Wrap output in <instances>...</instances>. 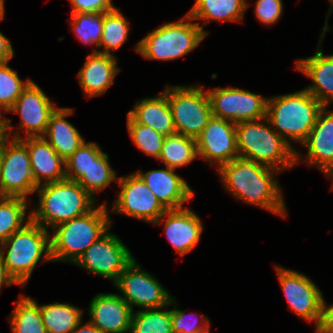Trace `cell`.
Returning a JSON list of instances; mask_svg holds the SVG:
<instances>
[{
  "instance_id": "ac0fdd59",
  "label": "cell",
  "mask_w": 333,
  "mask_h": 333,
  "mask_svg": "<svg viewBox=\"0 0 333 333\" xmlns=\"http://www.w3.org/2000/svg\"><path fill=\"white\" fill-rule=\"evenodd\" d=\"M12 138L20 139L27 146L31 170L37 186L66 179L65 160L43 137L22 138L15 132ZM43 179L46 181H42Z\"/></svg>"
},
{
  "instance_id": "74e56055",
  "label": "cell",
  "mask_w": 333,
  "mask_h": 333,
  "mask_svg": "<svg viewBox=\"0 0 333 333\" xmlns=\"http://www.w3.org/2000/svg\"><path fill=\"white\" fill-rule=\"evenodd\" d=\"M186 311L178 310V308L171 309V324L173 333H209L210 322L207 317L201 315L203 323L198 320L193 321L186 317Z\"/></svg>"
},
{
  "instance_id": "ab89813d",
  "label": "cell",
  "mask_w": 333,
  "mask_h": 333,
  "mask_svg": "<svg viewBox=\"0 0 333 333\" xmlns=\"http://www.w3.org/2000/svg\"><path fill=\"white\" fill-rule=\"evenodd\" d=\"M72 14L76 13H105L116 9L112 0H70Z\"/></svg>"
},
{
  "instance_id": "7dc6e473",
  "label": "cell",
  "mask_w": 333,
  "mask_h": 333,
  "mask_svg": "<svg viewBox=\"0 0 333 333\" xmlns=\"http://www.w3.org/2000/svg\"><path fill=\"white\" fill-rule=\"evenodd\" d=\"M325 174H327L328 176L327 177H329V178H331L332 177V179H333V165L325 172ZM332 183H333V181H332ZM333 186V185H332ZM333 188V187H332Z\"/></svg>"
},
{
  "instance_id": "d6986e66",
  "label": "cell",
  "mask_w": 333,
  "mask_h": 333,
  "mask_svg": "<svg viewBox=\"0 0 333 333\" xmlns=\"http://www.w3.org/2000/svg\"><path fill=\"white\" fill-rule=\"evenodd\" d=\"M165 216L167 218L164 230L168 241L180 255L187 254L198 245L203 224L197 214L191 211L189 207L169 209L153 224H162L161 220Z\"/></svg>"
},
{
  "instance_id": "5bb4252c",
  "label": "cell",
  "mask_w": 333,
  "mask_h": 333,
  "mask_svg": "<svg viewBox=\"0 0 333 333\" xmlns=\"http://www.w3.org/2000/svg\"><path fill=\"white\" fill-rule=\"evenodd\" d=\"M117 182L121 190L112 211L151 223L167 211L136 172L119 177Z\"/></svg>"
},
{
  "instance_id": "c3c4849f",
  "label": "cell",
  "mask_w": 333,
  "mask_h": 333,
  "mask_svg": "<svg viewBox=\"0 0 333 333\" xmlns=\"http://www.w3.org/2000/svg\"><path fill=\"white\" fill-rule=\"evenodd\" d=\"M9 135H12V134L8 133L7 131H0V143L4 137L9 136Z\"/></svg>"
},
{
  "instance_id": "8d00e7d4",
  "label": "cell",
  "mask_w": 333,
  "mask_h": 333,
  "mask_svg": "<svg viewBox=\"0 0 333 333\" xmlns=\"http://www.w3.org/2000/svg\"><path fill=\"white\" fill-rule=\"evenodd\" d=\"M101 152V148L96 143L84 142L65 160L66 179L77 182L88 170L91 160H94Z\"/></svg>"
},
{
  "instance_id": "d6a6232c",
  "label": "cell",
  "mask_w": 333,
  "mask_h": 333,
  "mask_svg": "<svg viewBox=\"0 0 333 333\" xmlns=\"http://www.w3.org/2000/svg\"><path fill=\"white\" fill-rule=\"evenodd\" d=\"M163 308L133 311L129 333H173L171 310L163 311Z\"/></svg>"
},
{
  "instance_id": "52a82bcc",
  "label": "cell",
  "mask_w": 333,
  "mask_h": 333,
  "mask_svg": "<svg viewBox=\"0 0 333 333\" xmlns=\"http://www.w3.org/2000/svg\"><path fill=\"white\" fill-rule=\"evenodd\" d=\"M192 20L186 14L177 22L158 27L137 43L135 51L146 59L165 61L188 54L208 35L199 22L191 23Z\"/></svg>"
},
{
  "instance_id": "681fc988",
  "label": "cell",
  "mask_w": 333,
  "mask_h": 333,
  "mask_svg": "<svg viewBox=\"0 0 333 333\" xmlns=\"http://www.w3.org/2000/svg\"><path fill=\"white\" fill-rule=\"evenodd\" d=\"M330 7L332 8L333 7V0H330Z\"/></svg>"
},
{
  "instance_id": "ba28073f",
  "label": "cell",
  "mask_w": 333,
  "mask_h": 333,
  "mask_svg": "<svg viewBox=\"0 0 333 333\" xmlns=\"http://www.w3.org/2000/svg\"><path fill=\"white\" fill-rule=\"evenodd\" d=\"M199 86H166L176 133L196 139L212 118L207 91Z\"/></svg>"
},
{
  "instance_id": "f6af8a7d",
  "label": "cell",
  "mask_w": 333,
  "mask_h": 333,
  "mask_svg": "<svg viewBox=\"0 0 333 333\" xmlns=\"http://www.w3.org/2000/svg\"><path fill=\"white\" fill-rule=\"evenodd\" d=\"M1 109V108H0ZM2 111V110H0ZM11 128H13L11 126V122L8 119H4V117L2 118V113L0 112V131H8L10 129V133H13Z\"/></svg>"
},
{
  "instance_id": "3957f363",
  "label": "cell",
  "mask_w": 333,
  "mask_h": 333,
  "mask_svg": "<svg viewBox=\"0 0 333 333\" xmlns=\"http://www.w3.org/2000/svg\"><path fill=\"white\" fill-rule=\"evenodd\" d=\"M325 106L306 89L267 99L265 122L290 145L288 139L303 143ZM276 127V128H275Z\"/></svg>"
},
{
  "instance_id": "cb8c5ba5",
  "label": "cell",
  "mask_w": 333,
  "mask_h": 333,
  "mask_svg": "<svg viewBox=\"0 0 333 333\" xmlns=\"http://www.w3.org/2000/svg\"><path fill=\"white\" fill-rule=\"evenodd\" d=\"M72 114L71 108H57L50 116L47 130L42 136L63 160L68 159L85 142L78 130L65 120Z\"/></svg>"
},
{
  "instance_id": "ee69618b",
  "label": "cell",
  "mask_w": 333,
  "mask_h": 333,
  "mask_svg": "<svg viewBox=\"0 0 333 333\" xmlns=\"http://www.w3.org/2000/svg\"><path fill=\"white\" fill-rule=\"evenodd\" d=\"M82 321L77 325L76 329L72 333H101L92 323L87 322L80 326Z\"/></svg>"
},
{
  "instance_id": "f546056e",
  "label": "cell",
  "mask_w": 333,
  "mask_h": 333,
  "mask_svg": "<svg viewBox=\"0 0 333 333\" xmlns=\"http://www.w3.org/2000/svg\"><path fill=\"white\" fill-rule=\"evenodd\" d=\"M129 22L116 8L112 11L103 13L102 36L97 48H103V51L94 49L93 52L113 55L111 50L119 49L126 41L129 35Z\"/></svg>"
},
{
  "instance_id": "e575fe53",
  "label": "cell",
  "mask_w": 333,
  "mask_h": 333,
  "mask_svg": "<svg viewBox=\"0 0 333 333\" xmlns=\"http://www.w3.org/2000/svg\"><path fill=\"white\" fill-rule=\"evenodd\" d=\"M72 30L84 44L99 45L103 29V13H76L70 19Z\"/></svg>"
},
{
  "instance_id": "6da1fadb",
  "label": "cell",
  "mask_w": 333,
  "mask_h": 333,
  "mask_svg": "<svg viewBox=\"0 0 333 333\" xmlns=\"http://www.w3.org/2000/svg\"><path fill=\"white\" fill-rule=\"evenodd\" d=\"M279 170L261 163L234 159L218 168L226 190L236 199L259 206L285 217L286 204L280 186L274 179Z\"/></svg>"
},
{
  "instance_id": "7c38bea8",
  "label": "cell",
  "mask_w": 333,
  "mask_h": 333,
  "mask_svg": "<svg viewBox=\"0 0 333 333\" xmlns=\"http://www.w3.org/2000/svg\"><path fill=\"white\" fill-rule=\"evenodd\" d=\"M287 302L294 313L307 321H315V332L323 319L324 299L311 279L297 271L275 267Z\"/></svg>"
},
{
  "instance_id": "7a4b0ae2",
  "label": "cell",
  "mask_w": 333,
  "mask_h": 333,
  "mask_svg": "<svg viewBox=\"0 0 333 333\" xmlns=\"http://www.w3.org/2000/svg\"><path fill=\"white\" fill-rule=\"evenodd\" d=\"M265 118L236 124L239 158L264 164L282 172L299 163L300 153L285 141Z\"/></svg>"
},
{
  "instance_id": "d4e9b609",
  "label": "cell",
  "mask_w": 333,
  "mask_h": 333,
  "mask_svg": "<svg viewBox=\"0 0 333 333\" xmlns=\"http://www.w3.org/2000/svg\"><path fill=\"white\" fill-rule=\"evenodd\" d=\"M154 98H145L135 104L128 115L137 123L149 126L168 136L176 133L167 95L160 92Z\"/></svg>"
},
{
  "instance_id": "d590c367",
  "label": "cell",
  "mask_w": 333,
  "mask_h": 333,
  "mask_svg": "<svg viewBox=\"0 0 333 333\" xmlns=\"http://www.w3.org/2000/svg\"><path fill=\"white\" fill-rule=\"evenodd\" d=\"M7 64V62L0 63V108L6 113L31 81L28 79L23 82L19 78L18 72Z\"/></svg>"
},
{
  "instance_id": "60d3db41",
  "label": "cell",
  "mask_w": 333,
  "mask_h": 333,
  "mask_svg": "<svg viewBox=\"0 0 333 333\" xmlns=\"http://www.w3.org/2000/svg\"><path fill=\"white\" fill-rule=\"evenodd\" d=\"M315 333H333V305L327 306L324 300L323 319Z\"/></svg>"
},
{
  "instance_id": "8992f818",
  "label": "cell",
  "mask_w": 333,
  "mask_h": 333,
  "mask_svg": "<svg viewBox=\"0 0 333 333\" xmlns=\"http://www.w3.org/2000/svg\"><path fill=\"white\" fill-rule=\"evenodd\" d=\"M106 201L88 213L54 227L50 238L52 262L76 263L85 250L111 227Z\"/></svg>"
},
{
  "instance_id": "ffe728a7",
  "label": "cell",
  "mask_w": 333,
  "mask_h": 333,
  "mask_svg": "<svg viewBox=\"0 0 333 333\" xmlns=\"http://www.w3.org/2000/svg\"><path fill=\"white\" fill-rule=\"evenodd\" d=\"M175 170L166 166L146 173L136 172L167 210L183 208V203L194 196L191 187Z\"/></svg>"
},
{
  "instance_id": "5b68a950",
  "label": "cell",
  "mask_w": 333,
  "mask_h": 333,
  "mask_svg": "<svg viewBox=\"0 0 333 333\" xmlns=\"http://www.w3.org/2000/svg\"><path fill=\"white\" fill-rule=\"evenodd\" d=\"M46 228L31 219L0 245V258L9 275L25 287L40 258L52 261L51 243ZM4 247V248H2Z\"/></svg>"
},
{
  "instance_id": "bcb514c9",
  "label": "cell",
  "mask_w": 333,
  "mask_h": 333,
  "mask_svg": "<svg viewBox=\"0 0 333 333\" xmlns=\"http://www.w3.org/2000/svg\"><path fill=\"white\" fill-rule=\"evenodd\" d=\"M4 2V0H0V21L3 20L5 16Z\"/></svg>"
},
{
  "instance_id": "1f68e13d",
  "label": "cell",
  "mask_w": 333,
  "mask_h": 333,
  "mask_svg": "<svg viewBox=\"0 0 333 333\" xmlns=\"http://www.w3.org/2000/svg\"><path fill=\"white\" fill-rule=\"evenodd\" d=\"M108 157L106 152L102 151L94 160H91L88 170L77 181L94 199L95 193L104 190L112 181L118 180Z\"/></svg>"
},
{
  "instance_id": "4dcf8cb0",
  "label": "cell",
  "mask_w": 333,
  "mask_h": 333,
  "mask_svg": "<svg viewBox=\"0 0 333 333\" xmlns=\"http://www.w3.org/2000/svg\"><path fill=\"white\" fill-rule=\"evenodd\" d=\"M27 206L25 198L0 197V244L30 220V213L25 220Z\"/></svg>"
},
{
  "instance_id": "2e32d148",
  "label": "cell",
  "mask_w": 333,
  "mask_h": 333,
  "mask_svg": "<svg viewBox=\"0 0 333 333\" xmlns=\"http://www.w3.org/2000/svg\"><path fill=\"white\" fill-rule=\"evenodd\" d=\"M56 109L43 90L31 80L7 112L20 114V128L25 130L26 137H42Z\"/></svg>"
},
{
  "instance_id": "4fadbf2b",
  "label": "cell",
  "mask_w": 333,
  "mask_h": 333,
  "mask_svg": "<svg viewBox=\"0 0 333 333\" xmlns=\"http://www.w3.org/2000/svg\"><path fill=\"white\" fill-rule=\"evenodd\" d=\"M206 91L214 117L235 124L266 118L268 98L236 87H215Z\"/></svg>"
},
{
  "instance_id": "44dd1931",
  "label": "cell",
  "mask_w": 333,
  "mask_h": 333,
  "mask_svg": "<svg viewBox=\"0 0 333 333\" xmlns=\"http://www.w3.org/2000/svg\"><path fill=\"white\" fill-rule=\"evenodd\" d=\"M117 60L114 55L98 52L87 56L77 75L81 89L87 97L100 96L108 90L120 70Z\"/></svg>"
},
{
  "instance_id": "9c48e42d",
  "label": "cell",
  "mask_w": 333,
  "mask_h": 333,
  "mask_svg": "<svg viewBox=\"0 0 333 333\" xmlns=\"http://www.w3.org/2000/svg\"><path fill=\"white\" fill-rule=\"evenodd\" d=\"M6 136L0 143V196L22 197L37 189L27 146L20 139Z\"/></svg>"
},
{
  "instance_id": "b9f144b4",
  "label": "cell",
  "mask_w": 333,
  "mask_h": 333,
  "mask_svg": "<svg viewBox=\"0 0 333 333\" xmlns=\"http://www.w3.org/2000/svg\"><path fill=\"white\" fill-rule=\"evenodd\" d=\"M13 55L14 50L10 40L0 32V63H8Z\"/></svg>"
},
{
  "instance_id": "8fae6325",
  "label": "cell",
  "mask_w": 333,
  "mask_h": 333,
  "mask_svg": "<svg viewBox=\"0 0 333 333\" xmlns=\"http://www.w3.org/2000/svg\"><path fill=\"white\" fill-rule=\"evenodd\" d=\"M134 259L131 251L108 230L85 250L75 265L115 283L119 275Z\"/></svg>"
},
{
  "instance_id": "484cf974",
  "label": "cell",
  "mask_w": 333,
  "mask_h": 333,
  "mask_svg": "<svg viewBox=\"0 0 333 333\" xmlns=\"http://www.w3.org/2000/svg\"><path fill=\"white\" fill-rule=\"evenodd\" d=\"M247 6L245 0H195V4L187 14L193 20L240 22Z\"/></svg>"
},
{
  "instance_id": "30bf717a",
  "label": "cell",
  "mask_w": 333,
  "mask_h": 333,
  "mask_svg": "<svg viewBox=\"0 0 333 333\" xmlns=\"http://www.w3.org/2000/svg\"><path fill=\"white\" fill-rule=\"evenodd\" d=\"M123 295H119L133 310V306L143 309L166 307L176 304V300L149 272L142 270L134 259L119 275L114 283Z\"/></svg>"
},
{
  "instance_id": "83f0119b",
  "label": "cell",
  "mask_w": 333,
  "mask_h": 333,
  "mask_svg": "<svg viewBox=\"0 0 333 333\" xmlns=\"http://www.w3.org/2000/svg\"><path fill=\"white\" fill-rule=\"evenodd\" d=\"M198 158L196 139L175 133L165 136L159 156L165 167L177 169Z\"/></svg>"
},
{
  "instance_id": "277c9868",
  "label": "cell",
  "mask_w": 333,
  "mask_h": 333,
  "mask_svg": "<svg viewBox=\"0 0 333 333\" xmlns=\"http://www.w3.org/2000/svg\"><path fill=\"white\" fill-rule=\"evenodd\" d=\"M39 207L31 210L30 219L48 229L82 216L95 207V199L76 181L64 179L37 187Z\"/></svg>"
},
{
  "instance_id": "e0dca14e",
  "label": "cell",
  "mask_w": 333,
  "mask_h": 333,
  "mask_svg": "<svg viewBox=\"0 0 333 333\" xmlns=\"http://www.w3.org/2000/svg\"><path fill=\"white\" fill-rule=\"evenodd\" d=\"M131 307L119 294H97L89 304V322L101 333L130 332Z\"/></svg>"
},
{
  "instance_id": "9a60e30c",
  "label": "cell",
  "mask_w": 333,
  "mask_h": 333,
  "mask_svg": "<svg viewBox=\"0 0 333 333\" xmlns=\"http://www.w3.org/2000/svg\"><path fill=\"white\" fill-rule=\"evenodd\" d=\"M198 156L218 168L239 158L236 139V124L212 116L203 132L196 138Z\"/></svg>"
},
{
  "instance_id": "603a6c76",
  "label": "cell",
  "mask_w": 333,
  "mask_h": 333,
  "mask_svg": "<svg viewBox=\"0 0 333 333\" xmlns=\"http://www.w3.org/2000/svg\"><path fill=\"white\" fill-rule=\"evenodd\" d=\"M326 108L320 112L308 138L303 142L308 150L306 162L324 173L333 165V111L326 112Z\"/></svg>"
},
{
  "instance_id": "7bdbcfd3",
  "label": "cell",
  "mask_w": 333,
  "mask_h": 333,
  "mask_svg": "<svg viewBox=\"0 0 333 333\" xmlns=\"http://www.w3.org/2000/svg\"><path fill=\"white\" fill-rule=\"evenodd\" d=\"M13 284H17V282L9 275L6 267L4 266L0 258V290L3 285L10 286Z\"/></svg>"
},
{
  "instance_id": "836d02e7",
  "label": "cell",
  "mask_w": 333,
  "mask_h": 333,
  "mask_svg": "<svg viewBox=\"0 0 333 333\" xmlns=\"http://www.w3.org/2000/svg\"><path fill=\"white\" fill-rule=\"evenodd\" d=\"M127 129L133 143L145 154L159 158L165 136L153 128L135 122L127 115Z\"/></svg>"
},
{
  "instance_id": "f1b7e54d",
  "label": "cell",
  "mask_w": 333,
  "mask_h": 333,
  "mask_svg": "<svg viewBox=\"0 0 333 333\" xmlns=\"http://www.w3.org/2000/svg\"><path fill=\"white\" fill-rule=\"evenodd\" d=\"M9 316L12 333H47L39 305L32 298L20 295Z\"/></svg>"
},
{
  "instance_id": "f35d334b",
  "label": "cell",
  "mask_w": 333,
  "mask_h": 333,
  "mask_svg": "<svg viewBox=\"0 0 333 333\" xmlns=\"http://www.w3.org/2000/svg\"><path fill=\"white\" fill-rule=\"evenodd\" d=\"M282 0H257L255 15L260 22L266 25L275 24L282 16Z\"/></svg>"
},
{
  "instance_id": "7402d4cb",
  "label": "cell",
  "mask_w": 333,
  "mask_h": 333,
  "mask_svg": "<svg viewBox=\"0 0 333 333\" xmlns=\"http://www.w3.org/2000/svg\"><path fill=\"white\" fill-rule=\"evenodd\" d=\"M320 42L314 56L295 61V67L313 82L305 88L325 107L333 101V54L324 55Z\"/></svg>"
},
{
  "instance_id": "4316f807",
  "label": "cell",
  "mask_w": 333,
  "mask_h": 333,
  "mask_svg": "<svg viewBox=\"0 0 333 333\" xmlns=\"http://www.w3.org/2000/svg\"><path fill=\"white\" fill-rule=\"evenodd\" d=\"M39 308L47 333H72L82 321L83 310L72 304L56 302Z\"/></svg>"
}]
</instances>
